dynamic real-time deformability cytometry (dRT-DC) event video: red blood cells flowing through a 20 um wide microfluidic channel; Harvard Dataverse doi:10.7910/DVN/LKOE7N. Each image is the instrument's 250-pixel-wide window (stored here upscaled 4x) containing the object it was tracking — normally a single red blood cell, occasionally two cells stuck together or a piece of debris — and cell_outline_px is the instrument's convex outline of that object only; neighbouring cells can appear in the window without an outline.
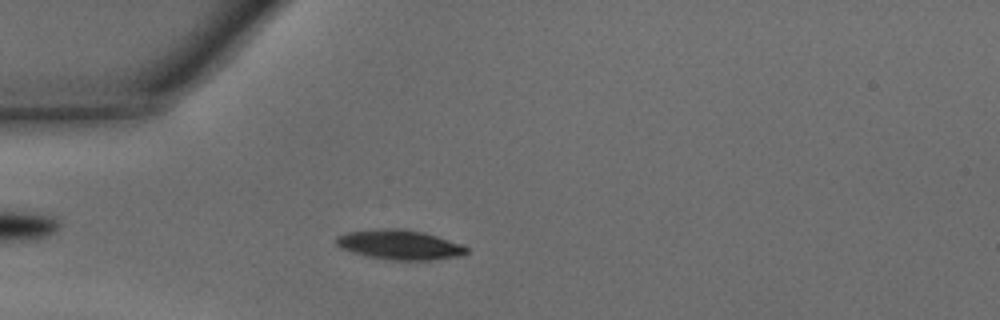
{"species": "common noctule bat (a hibernating species)", "species_latin": "Nyctalus noctula", "temperature_condition": "warm", "stored_images_in_passage": 43, "camera_frame_rate_fps": 3000, "um_per_image_px": 0.085, "animal": {"sex": "male", "body_mass_g": 15.6}, "frame": {"image": 1, "passage_image": 13, "time_ms": 4.0, "image_size_px": [1000, 320], "cell_outline_px": [[468, 252], [460, 256], [432, 260], [392, 260], [368, 256], [352, 252], [340, 248], [336, 244], [336, 236], [348, 232], [392, 228], [424, 232], [460, 244], [468, 248]], "centroid_in_image_um": [33.96, 20.81], "position_along_channel_um": 51.0, "area_um2": 22.2}}
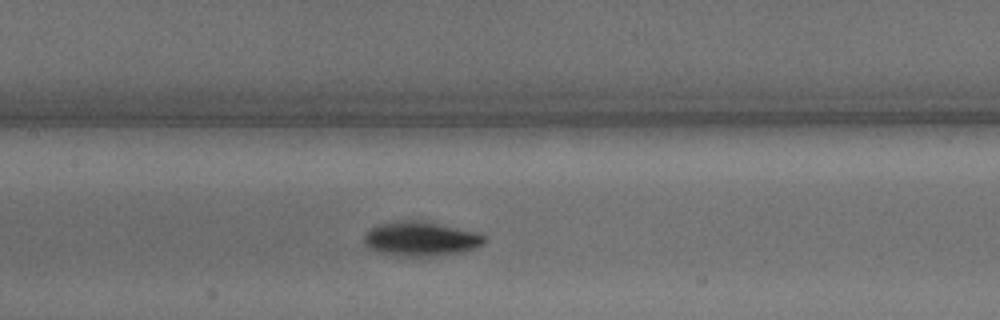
{"frame": {"image": 2, "passage_image": 22, "time_ms": 7.0, "image_size_px": [1000, 320], "cell_outline_px": [[488, 240], [484, 244], [460, 252], [432, 256], [404, 256], [376, 252], [368, 248], [364, 244], [364, 236], [372, 228], [380, 224], [404, 220], [424, 220], [480, 232]], "centroid_in_image_um": [35.8, 20.29], "position_along_channel_um": 171.6, "area_um2": 24.28}}
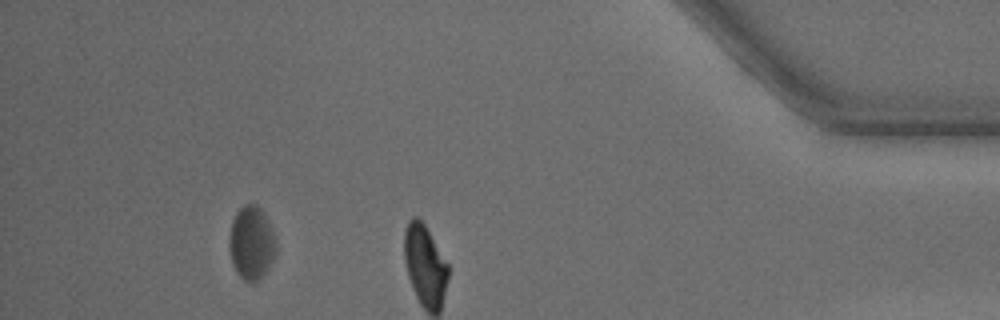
{"frame": {"image": 3, "passage_image": 40, "time_ms": 13.0, "image_size_px": [1000, 320], "cell_outline_px": [[276, 252], [268, 268], [252, 284], [244, 280], [236, 272], [232, 264], [228, 248], [228, 236], [232, 220], [236, 212], [244, 204], [256, 204], [260, 208], [268, 220], [272, 228], [276, 244]], "centroid_in_image_um": [21.34, 20.63], "position_along_channel_um": 413.9, "area_um2": 20.17}, "authors_computed_cell_mechanics": {"area_um2": 21.7906, "velocity_mm_per_s": 4.3618, "shape_relaxation_time_tau1_ms": 1.8626, "shape_relaxation_time_tau2_ms": 3.1137, "deformation_change_tau1": 0.1237, "deformation_change_tau2": 0.0764}}